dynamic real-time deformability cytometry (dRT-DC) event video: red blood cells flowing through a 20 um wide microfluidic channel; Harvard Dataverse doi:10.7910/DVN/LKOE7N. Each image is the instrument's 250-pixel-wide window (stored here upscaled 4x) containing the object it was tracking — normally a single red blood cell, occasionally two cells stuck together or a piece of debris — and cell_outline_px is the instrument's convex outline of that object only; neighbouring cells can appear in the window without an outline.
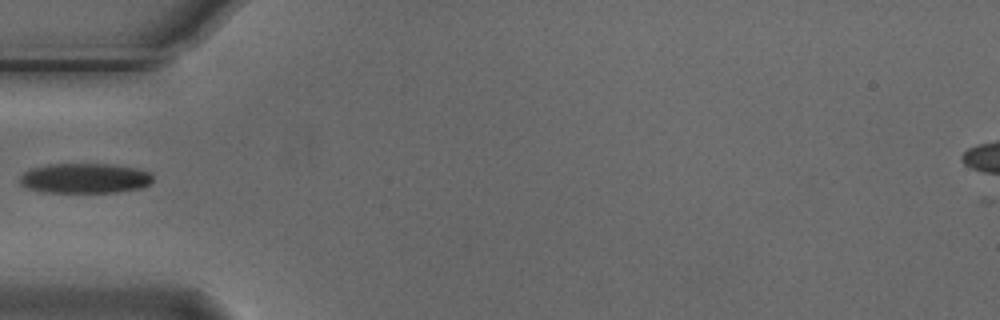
{"species": "Egyptian fruit bat (a non-hibernating species)", "species_latin": "Rousettus aegyptiacus", "temperature_condition": "cold", "stored_images_in_passage": 38, "camera_frame_rate_fps": 3000, "um_per_image_px": 0.085, "animal": {"sex": "male"}, "frame": {"image": 1, "passage_image": 1, "time_ms": 0.0, "image_size_px": [1000, 320], "cell_outline_px": [[152, 180], [148, 184], [140, 188], [116, 192], [44, 192], [28, 188], [20, 184], [20, 176], [28, 168], [48, 164], [112, 164], [136, 168], [148, 172], [152, 176]], "centroid_in_image_um": [7.16, 15.14], "position_along_channel_um": 77.8, "area_um2": 23.24}}
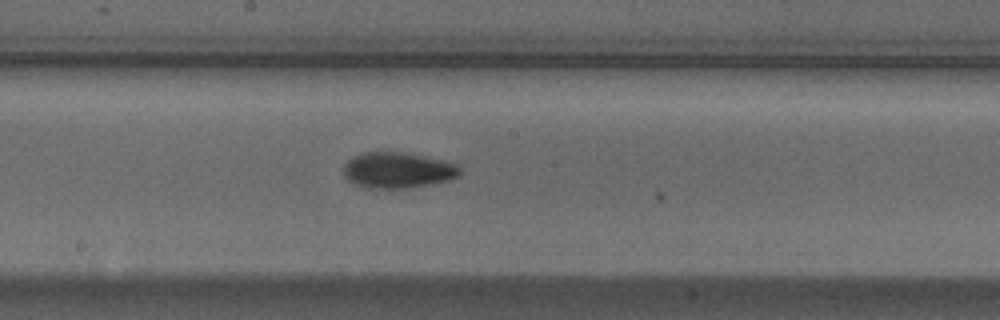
{"frame": {"image": 2, "passage_image": 12, "time_ms": 3.667, "image_size_px": [1000, 320], "cell_outline_px": [[460, 176], [448, 180], [432, 184], [408, 188], [368, 188], [352, 184], [344, 176], [344, 164], [348, 160], [364, 152], [404, 152], [424, 156], [456, 164], [460, 168]], "centroid_in_image_um": [33.79, 14.48], "position_along_channel_um": 214.4, "area_um2": 24.28}}
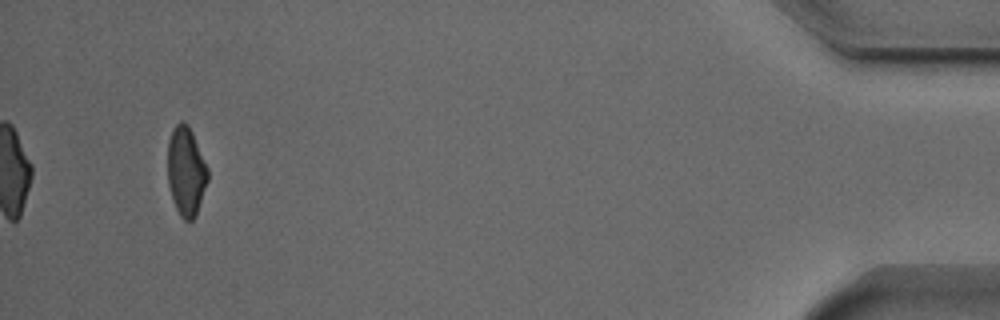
{"frame": {"image": 3, "passage_image": 35, "time_ms": 11.333, "image_size_px": [1000, 320], "cell_outline_px": [[208, 180], [196, 216], [192, 220], [184, 220], [180, 216], [172, 200], [168, 184], [168, 140], [172, 128], [180, 120], [184, 120], [188, 124], [192, 132], [208, 168]], "centroid_in_image_um": [15.8, 14.54], "position_along_channel_um": 419.4, "area_um2": 20.98}}